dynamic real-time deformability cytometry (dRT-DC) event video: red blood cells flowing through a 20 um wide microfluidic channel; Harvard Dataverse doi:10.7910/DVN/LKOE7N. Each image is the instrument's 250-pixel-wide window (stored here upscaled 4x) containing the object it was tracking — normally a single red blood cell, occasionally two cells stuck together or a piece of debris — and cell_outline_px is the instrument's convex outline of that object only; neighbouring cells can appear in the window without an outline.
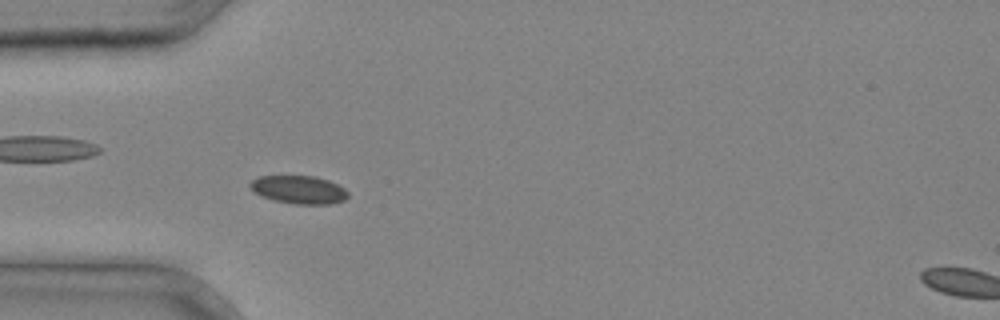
{"species": "common noctule bat (a hibernating species)", "species_latin": "Nyctalus noctula", "temperature_condition": "cold", "stored_images_in_passage": 35, "camera_frame_rate_fps": 3000, "um_per_image_px": 0.085, "animal": {"sex": "male", "body_mass_g": 20.4}, "frame": {"image": 1, "passage_image": 9, "time_ms": 2.667, "image_size_px": [1000, 320], "cell_outline_px": [[348, 196], [344, 200], [332, 204], [296, 204], [276, 200], [264, 196], [256, 192], [248, 184], [252, 180], [260, 176], [316, 176], [328, 180], [344, 188], [348, 192]], "centroid_in_image_um": [25.45, 16.11], "position_along_channel_um": 59.6, "area_um2": 15.78}}
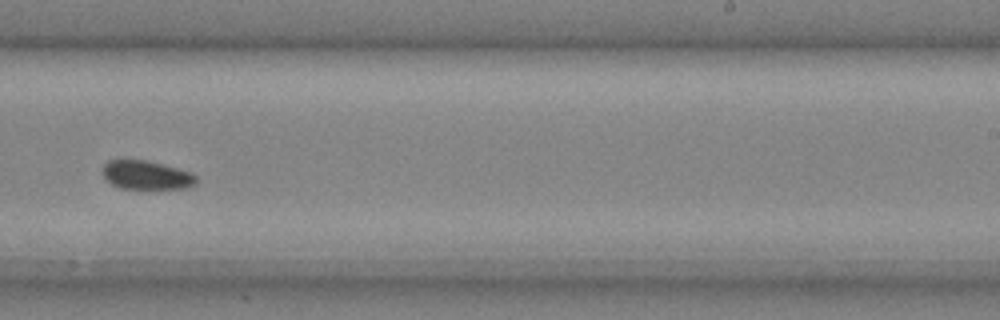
{"frame": {"image": 2, "passage_image": 22, "time_ms": 7.0, "image_size_px": [1000, 320], "cell_outline_px": [[196, 184], [184, 188], [120, 188], [112, 184], [104, 176], [104, 164], [108, 160], [148, 160], [192, 172], [196, 176]], "centroid_in_image_um": [12.47, 14.87], "position_along_channel_um": 276.5, "area_um2": 15.49}}
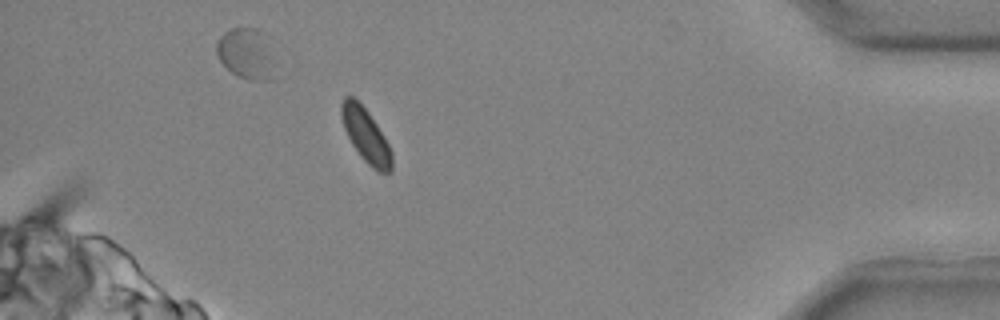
{"frame": {"image": 3, "passage_image": 32, "time_ms": 10.333, "image_size_px": [1000, 320], "cell_outline_px": [[392, 172], [380, 172], [372, 168], [360, 156], [352, 144], [344, 128], [340, 112], [340, 104], [344, 96], [352, 96], [368, 112], [384, 136], [392, 152]], "centroid_in_image_um": [31.09, 11.51], "position_along_channel_um": 404.1, "area_um2": 15.66}}